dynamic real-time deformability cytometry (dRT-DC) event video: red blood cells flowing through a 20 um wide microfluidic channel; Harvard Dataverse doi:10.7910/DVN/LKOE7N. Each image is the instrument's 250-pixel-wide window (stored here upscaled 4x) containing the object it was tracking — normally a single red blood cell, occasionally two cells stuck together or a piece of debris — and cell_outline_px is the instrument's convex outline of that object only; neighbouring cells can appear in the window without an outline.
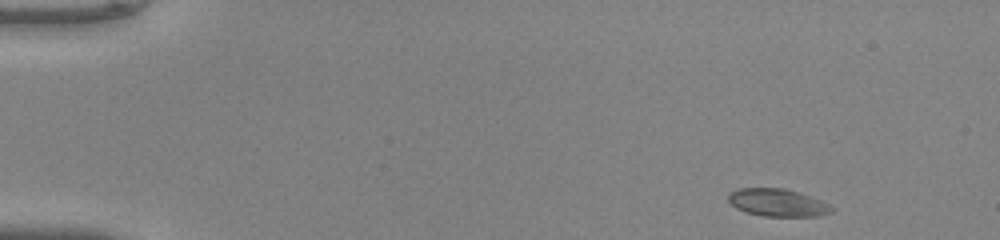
{"species": "common noctule bat (a hibernating species)", "species_latin": "Nyctalus noctula", "temperature_condition": "warm", "stored_images_in_passage": 46, "camera_frame_rate_fps": 3000, "um_per_image_px": 0.085, "animal": {"sex": "male", "body_mass_g": 20.0, "forearm_length_mm": 53.3}, "frame": {"image": 1, "passage_image": 1, "time_ms": 0.0, "image_size_px": [1000, 240], "cell_outline_px": [[832, 212], [820, 216], [764, 216], [748, 212], [736, 208], [728, 200], [728, 192], [736, 188], [784, 188], [820, 200], [828, 204], [832, 208]], "centroid_in_image_um": [66.05, 17.22], "position_along_channel_um": 18.9, "area_um2": 16.42}}
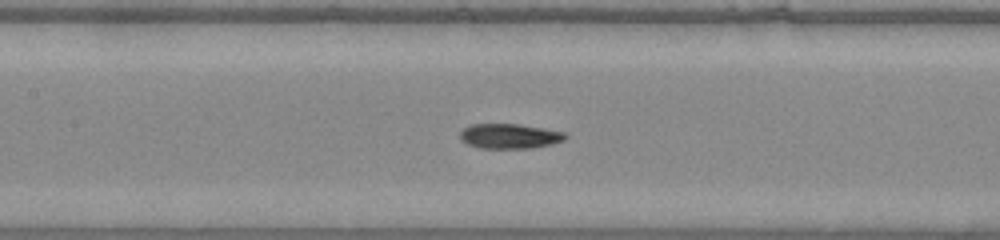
{"frame": {"image": 2, "passage_image": 20, "time_ms": 6.333, "image_size_px": [1000, 240], "cell_outline_px": [[568, 136], [564, 140], [552, 144], [532, 148], [480, 148], [468, 144], [460, 140], [460, 132], [464, 128], [472, 124], [520, 124], [544, 128], [564, 132]], "centroid_in_image_um": [43.32, 11.57], "position_along_channel_um": 164.1, "area_um2": 15.32}}
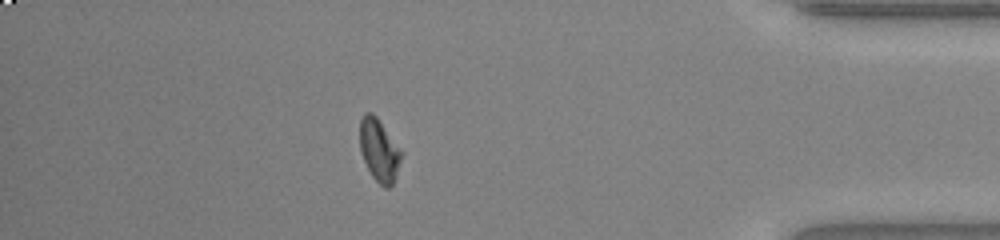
{"frame": {"image": 3, "passage_image": 40, "time_ms": 13.0, "image_size_px": [1000, 240], "cell_outline_px": [[404, 152], [396, 176], [392, 184], [388, 188], [384, 188], [372, 176], [364, 160], [360, 148], [360, 120], [364, 112], [372, 112], [376, 116]], "centroid_in_image_um": [32.25, 12.76], "position_along_channel_um": 403.0, "area_um2": 15.2}, "authors_computed_cell_mechanics": {"area_um2": 15.5193, "velocity_mm_per_s": 4.1225, "shape_relaxation_time_tau1_ms": 3.2929, "shape_relaxation_time_tau2_ms": 3.8425, "deformation_change_tau1": 0.183, "deformation_change_tau2": 0.0777}}